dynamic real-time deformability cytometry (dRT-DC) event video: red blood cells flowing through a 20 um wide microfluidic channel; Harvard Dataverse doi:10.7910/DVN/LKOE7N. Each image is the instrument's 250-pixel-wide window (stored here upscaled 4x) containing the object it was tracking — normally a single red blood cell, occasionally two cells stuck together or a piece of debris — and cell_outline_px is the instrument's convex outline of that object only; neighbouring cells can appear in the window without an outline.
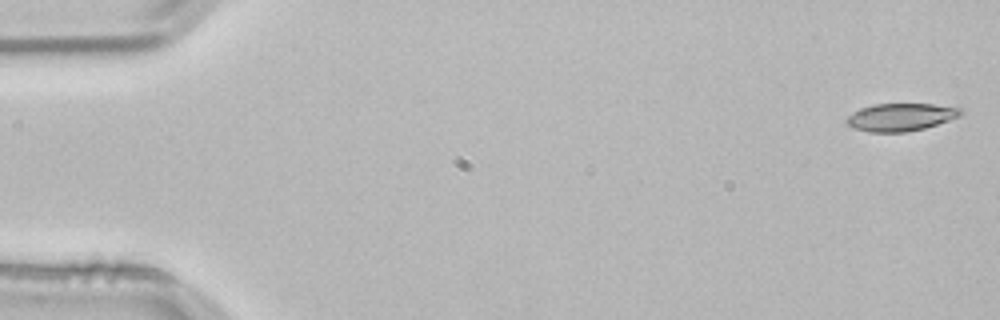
{"species": "common noctule bat (a hibernating species)", "species_latin": "Nyctalus noctula", "temperature_condition": "room temperature", "stored_images_in_passage": 54, "segment_of_instrument_passage": [1, 2], "camera_frame_rate_fps": 3000, "um_per_image_px": 0.085, "animal": {"sex": "male", "body_mass_g": 21.5, "forearm_length_mm": 52.0}, "frame": {"image": 1, "passage_image": 1, "time_ms": 0.0, "image_size_px": [1000, 320], "cell_outline_px": [[964, 112], [960, 116], [924, 128], [904, 132], [868, 132], [852, 128], [848, 124], [848, 116], [852, 112], [876, 104], [932, 104], [960, 108]], "centroid_in_image_um": [76.57, 9.96], "position_along_channel_um": 8.4, "area_um2": 18.09}}
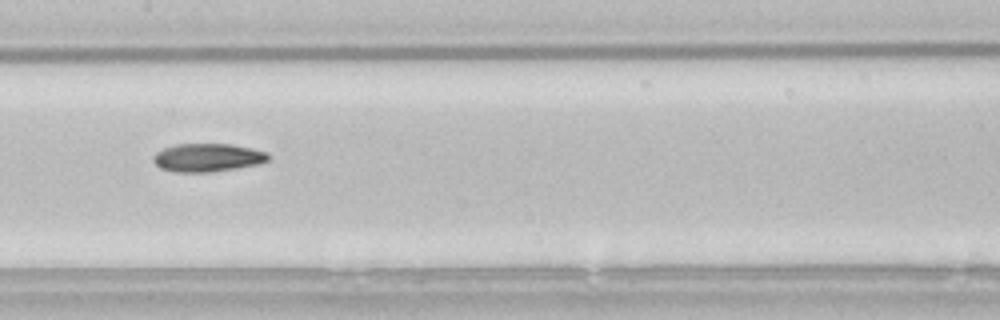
{"frame": {"image": 2, "passage_image": 26, "time_ms": 8.333, "image_size_px": [1000, 320], "cell_outline_px": [[268, 160], [256, 164], [212, 172], [180, 172], [160, 168], [152, 160], [152, 156], [156, 152], [164, 148], [176, 144], [232, 144], [252, 148], [268, 152]], "centroid_in_image_um": [17.61, 13.38], "position_along_channel_um": 189.8, "area_um2": 18.79}}
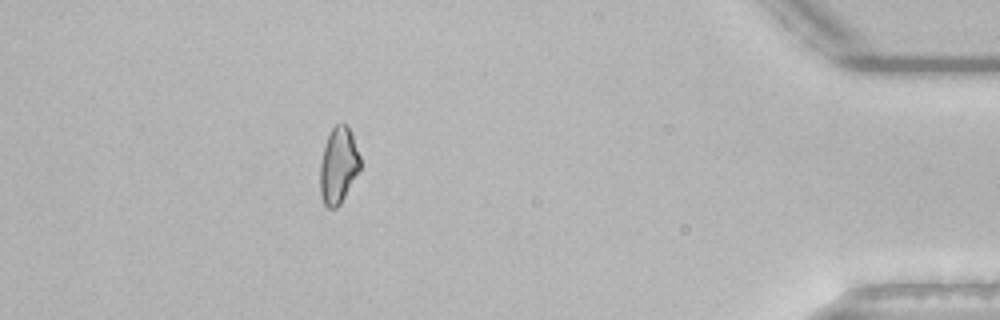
{"frame": {"image": 3, "passage_image": 47, "time_ms": 15.333, "image_size_px": [1000, 320], "cell_outline_px": [[360, 168], [340, 204], [336, 208], [328, 208], [324, 204], [320, 192], [320, 164], [324, 144], [332, 128], [336, 124], [344, 120], [352, 132], [360, 156]], "centroid_in_image_um": [28.76, 14.01], "position_along_channel_um": 406.4, "area_um2": 17.92}}